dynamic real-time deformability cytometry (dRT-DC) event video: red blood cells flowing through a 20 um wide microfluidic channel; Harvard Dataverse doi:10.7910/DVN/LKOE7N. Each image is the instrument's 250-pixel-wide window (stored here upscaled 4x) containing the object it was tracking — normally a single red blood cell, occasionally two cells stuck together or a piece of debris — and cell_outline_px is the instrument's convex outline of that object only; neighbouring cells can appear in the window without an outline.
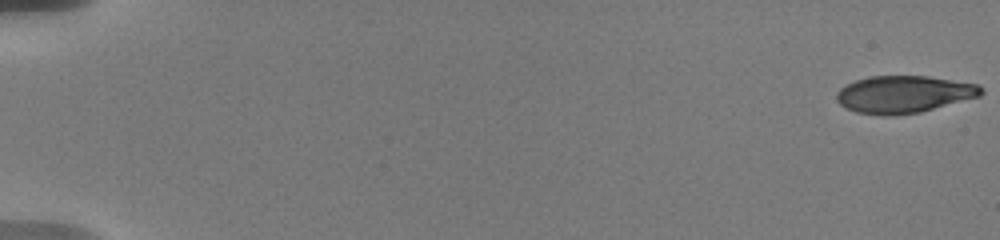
{"species": "human", "species_latin": "Homo sapiens", "temperature_condition": "warm", "stored_images_in_passage": 60, "camera_frame_rate_fps": 3000, "um_per_image_px": 0.085, "donor": {"sex": "male"}, "frame": {"image": 1, "passage_image": 1, "time_ms": 0.0, "image_size_px": [1000, 240], "cell_outline_px": [[984, 92], [980, 96], [920, 112], [892, 116], [884, 116], [856, 112], [840, 104], [836, 100], [836, 92], [840, 88], [856, 80], [868, 76], [928, 76], [980, 84]], "centroid_in_image_um": [76.83, 8.01], "position_along_channel_um": 8.2, "area_um2": 31.44}}
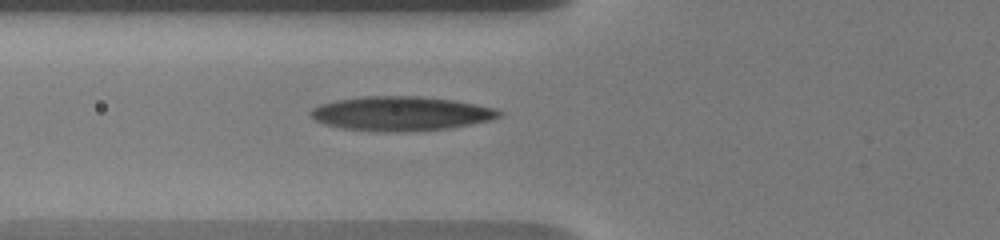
{"frame": {"image": 2, "passage_image": 27, "time_ms": 7.333, "image_size_px": [1000, 240], "cell_outline_px": [[504, 112], [500, 116], [492, 120], [472, 124], [448, 128], [396, 132], [388, 132], [344, 128], [324, 124], [316, 120], [308, 112], [312, 108], [320, 104], [336, 100], [364, 96], [420, 96], [452, 100], [476, 104], [496, 108]], "centroid_in_image_um": [34.1, 9.64], "position_along_channel_um": 91.7, "area_um2": 37.57}}
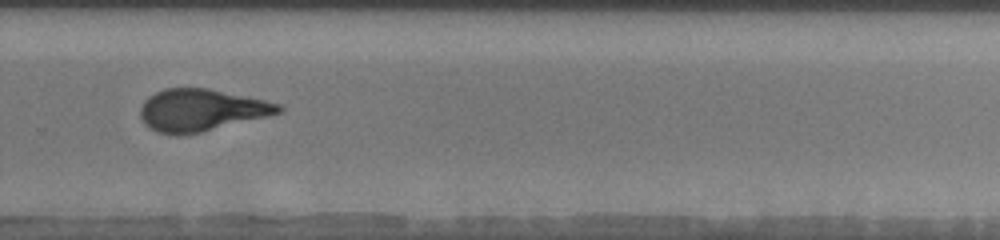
{"frame": {"image": 3, "passage_image": 46, "time_ms": 13.333, "image_size_px": [1000, 240], "cell_outline_px": [[284, 112], [268, 116], [200, 132], [176, 136], [156, 132], [144, 124], [140, 116], [140, 108], [144, 100], [148, 96], [164, 88], [208, 88], [264, 100], [280, 104], [284, 108]], "centroid_in_image_um": [17.08, 9.36], "position_along_channel_um": 312.7, "area_um2": 33.93}, "authors_computed_cell_mechanics": {"area_um2": 33.9286, "velocity_mm_per_s": 3.6787, "shape_relaxation_time_tau1_ms": 5.8339, "shape_relaxation_time_tau2_ms": 1.6909, "deformation_change_tau1": 0.2199, "deformation_change_tau2": 0.1093}}